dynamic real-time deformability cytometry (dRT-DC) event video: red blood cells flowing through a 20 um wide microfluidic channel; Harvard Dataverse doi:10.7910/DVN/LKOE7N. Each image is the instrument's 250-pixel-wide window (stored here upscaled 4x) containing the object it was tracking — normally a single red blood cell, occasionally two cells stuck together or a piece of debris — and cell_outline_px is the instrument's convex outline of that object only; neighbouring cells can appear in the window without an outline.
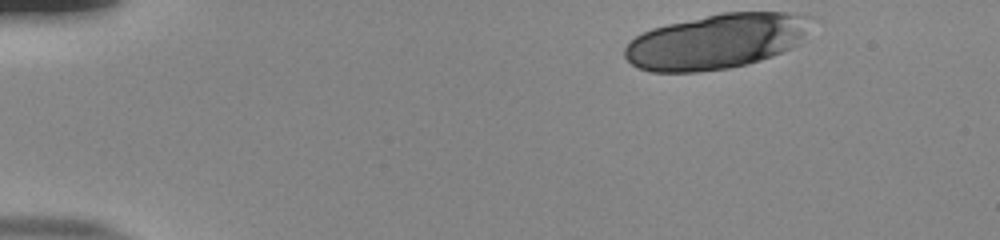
{"species": "human", "species_latin": "Homo sapiens", "temperature_condition": "room temperature", "stored_images_in_passage": 15, "camera_frame_rate_fps": 3000, "um_per_image_px": 0.085, "donor": {"sex": "male"}, "frame": {"image": 1, "passage_image": 1, "time_ms": 0.0, "image_size_px": [1000, 240], "cell_outline_px": [[816, 16], [792, 48], [772, 56], [760, 60], [728, 68], [696, 72], [652, 72], [636, 68], [624, 56], [624, 48], [636, 36], [652, 28], [668, 24], [720, 12], [784, 12]], "centroid_in_image_um": [60.87, 3.51], "position_along_channel_um": 24.1, "area_um2": 59.53}}